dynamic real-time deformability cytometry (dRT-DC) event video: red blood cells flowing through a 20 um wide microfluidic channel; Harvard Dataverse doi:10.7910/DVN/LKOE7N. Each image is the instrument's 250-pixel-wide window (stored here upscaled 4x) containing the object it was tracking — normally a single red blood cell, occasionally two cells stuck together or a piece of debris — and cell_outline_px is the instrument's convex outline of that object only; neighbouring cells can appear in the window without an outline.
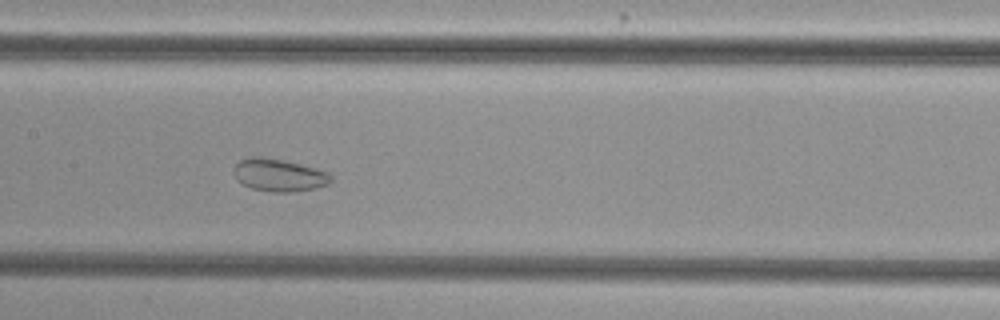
{"species": "common noctule bat (a hibernating species)", "species_latin": "Nyctalus noctula", "temperature_condition": "cold", "stored_images_in_passage": 40, "camera_frame_rate_fps": 3000, "um_per_image_px": 0.085, "animal": {"sex": "female", "body_mass_g": 29.2, "forearm_length_mm": 56.3}, "frame": {"image": 1, "passage_image": 13, "time_ms": 4.0, "image_size_px": [1000, 320], "cell_outline_px": [[332, 180], [328, 184], [316, 188], [288, 192], [276, 192], [252, 188], [236, 180], [236, 164], [240, 160], [252, 156], [264, 156], [284, 160], [316, 168], [328, 172], [332, 176]], "centroid_in_image_um": [23.75, 14.87], "position_along_channel_um": 183.7, "area_um2": 18.26}}
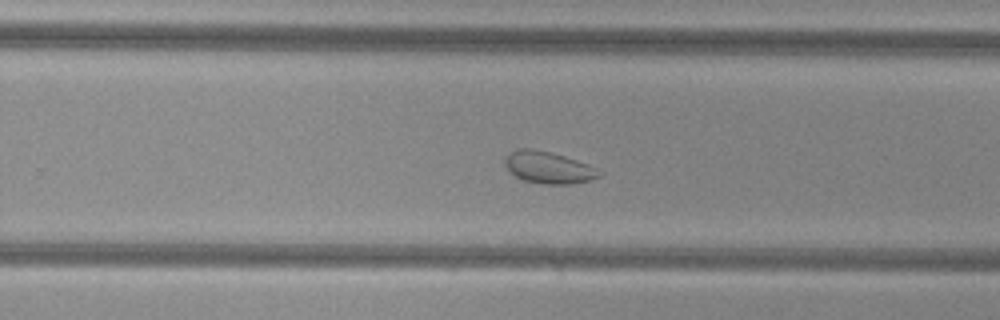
{"frame": {"image": 2, "passage_image": 21, "time_ms": 6.667, "image_size_px": [1000, 320], "cell_outline_px": [[604, 172], [600, 176], [588, 180], [572, 184], [544, 184], [524, 180], [516, 176], [504, 164], [504, 160], [516, 148], [532, 148], [552, 152], [588, 164]], "centroid_in_image_um": [46.64, 14.23], "position_along_channel_um": 283.2, "area_um2": 17.4}}
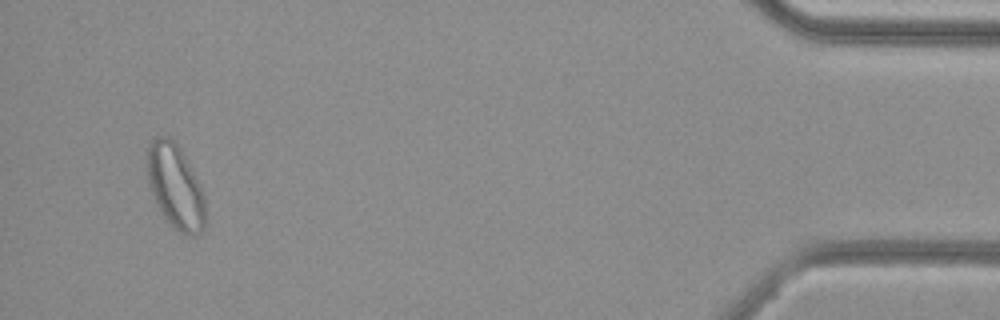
{"frame": {"image": 3, "passage_image": 38, "time_ms": 12.333, "image_size_px": [1000, 320], "cell_outline_px": [[208, 216], [204, 228], [196, 236], [188, 236], [180, 232], [164, 220], [148, 188], [144, 160], [148, 144], [156, 136], [168, 136], [180, 148], [200, 184], [204, 196]], "centroid_in_image_um": [14.87, 15.88], "position_along_channel_um": 420.3, "area_um2": 29.71}, "authors_computed_cell_mechanics": {"area_um2": 21.0681, "velocity_mm_per_s": 3.7394, "shape_relaxation_time_tau1_ms": null, "shape_relaxation_time_tau2_ms": 1.7834, "deformation_change_tau1": null, "deformation_change_tau2": 0.0629}}